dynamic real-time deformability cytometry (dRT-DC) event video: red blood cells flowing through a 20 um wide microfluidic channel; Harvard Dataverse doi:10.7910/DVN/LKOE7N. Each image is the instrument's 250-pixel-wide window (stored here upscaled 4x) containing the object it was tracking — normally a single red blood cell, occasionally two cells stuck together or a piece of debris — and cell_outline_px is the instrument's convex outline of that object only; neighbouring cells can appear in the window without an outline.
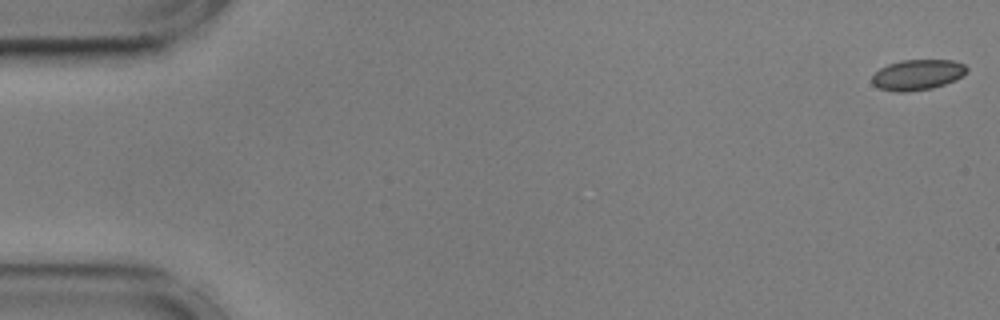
{"species": "common noctule bat (a hibernating species)", "species_latin": "Nyctalus noctula", "temperature_condition": "cold", "stored_images_in_passage": 56, "camera_frame_rate_fps": 3000, "um_per_image_px": 0.085, "animal": {"sex": "male", "body_mass_g": 17.9, "forearm_length_mm": 54.2}, "frame": {"image": 1, "passage_image": 1, "time_ms": 0.0, "image_size_px": [1000, 320], "cell_outline_px": [[968, 72], [956, 80], [932, 88], [908, 92], [896, 92], [880, 88], [872, 84], [872, 76], [880, 68], [888, 64], [900, 60], [952, 60], [964, 64], [968, 68]], "centroid_in_image_um": [78.0, 6.35], "position_along_channel_um": 7.0, "area_um2": 16.94}}
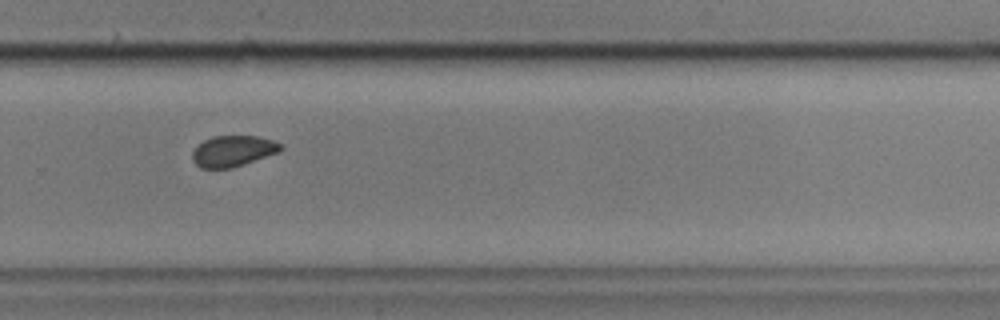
{"frame": {"image": 2, "passage_image": 38, "time_ms": 12.333, "image_size_px": [1000, 320], "cell_outline_px": [[284, 148], [280, 152], [232, 168], [200, 168], [192, 160], [192, 152], [204, 140], [212, 136], [256, 136], [272, 140], [284, 144]], "centroid_in_image_um": [19.84, 12.84], "position_along_channel_um": 310.0, "area_um2": 16.01}}
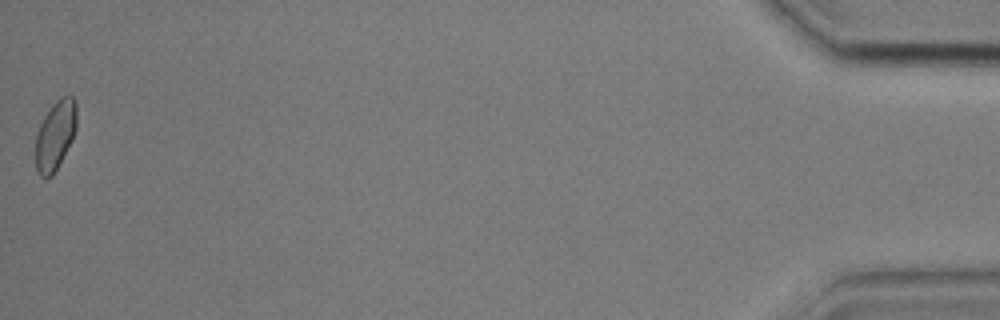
{"frame": {"image": 3, "passage_image": 56, "time_ms": 18.333, "image_size_px": [1000, 320], "cell_outline_px": [[76, 128], [72, 140], [52, 176], [40, 176], [36, 168], [36, 132], [44, 116], [52, 104], [56, 100], [64, 96], [72, 96], [76, 100]], "centroid_in_image_um": [4.7, 11.46], "position_along_channel_um": 430.5, "area_um2": 16.42}, "authors_computed_cell_mechanics": {"area_um2": 16.8776, "velocity_mm_per_s": 3.5777, "shape_relaxation_time_tau1_ms": 3.2196, "shape_relaxation_time_tau2_ms": 4.5311, "deformation_change_tau1": 0.0602, "deformation_change_tau2": 0.0474}}